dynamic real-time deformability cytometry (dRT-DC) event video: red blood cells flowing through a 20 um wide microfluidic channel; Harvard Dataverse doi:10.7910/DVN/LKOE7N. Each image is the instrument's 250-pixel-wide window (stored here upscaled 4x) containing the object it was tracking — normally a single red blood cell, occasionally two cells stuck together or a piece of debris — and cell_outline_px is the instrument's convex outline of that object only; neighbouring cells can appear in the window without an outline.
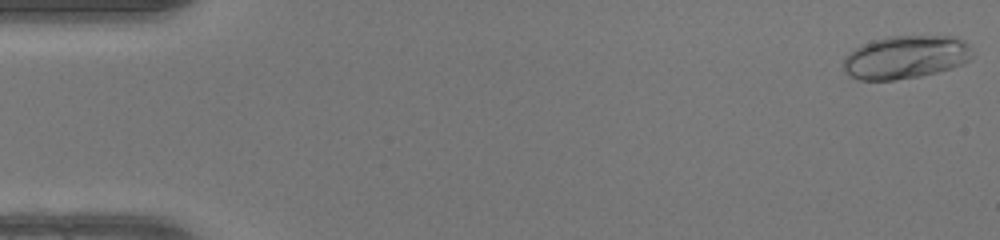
{"species": "human", "species_latin": "Homo sapiens", "temperature_condition": "warm", "stored_images_in_passage": 50, "camera_frame_rate_fps": 3000, "um_per_image_px": 0.085, "donor": {"sex": "female"}, "frame": {"image": 1, "passage_image": 1, "time_ms": 0.0, "image_size_px": [1000, 240], "cell_outline_px": [[976, 52], [968, 60], [952, 68], [920, 76], [896, 80], [860, 80], [848, 76], [844, 72], [844, 56], [848, 52], [872, 40], [888, 36], [956, 36], [964, 40]], "centroid_in_image_um": [76.99, 4.85], "position_along_channel_um": 8.0, "area_um2": 32.71}}
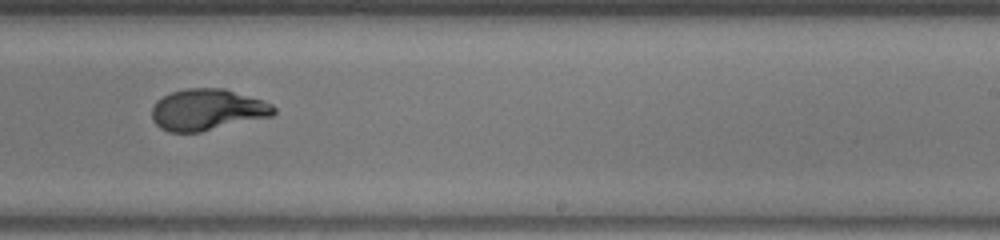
{"frame": {"image": 2, "passage_image": 31, "time_ms": 10.0, "image_size_px": [1000, 240], "cell_outline_px": [[276, 112], [272, 116], [200, 132], [168, 132], [160, 128], [152, 120], [152, 108], [156, 100], [172, 92], [184, 88], [224, 88], [264, 100], [272, 104], [276, 108]], "centroid_in_image_um": [17.62, 9.32], "position_along_channel_um": 271.4, "area_um2": 29.54}}
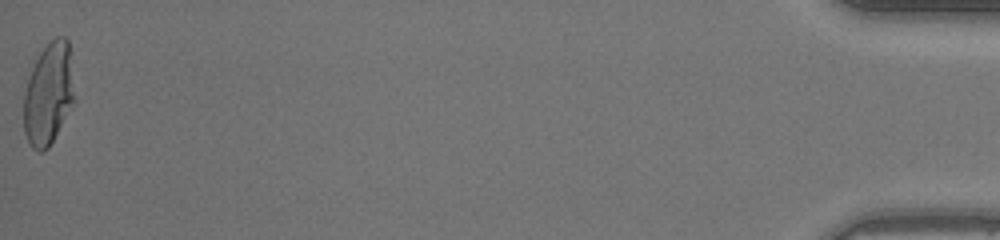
{"frame": {"image": 3, "passage_image": 50, "time_ms": 16.333, "image_size_px": [1000, 240], "cell_outline_px": [[72, 104], [48, 148], [44, 152], [40, 152], [32, 148], [24, 132], [24, 92], [32, 68], [40, 52], [48, 40], [56, 36], [64, 36], [68, 40], [72, 92]], "centroid_in_image_um": [4.07, 7.97], "position_along_channel_um": 431.1, "area_um2": 29.3}, "authors_computed_cell_mechanics": {"area_um2": 29.4491, "velocity_mm_per_s": 4.1703, "shape_relaxation_time_tau1_ms": 4.8522, "shape_relaxation_time_tau2_ms": null, "deformation_change_tau1": 0.2599, "deformation_change_tau2": null}}